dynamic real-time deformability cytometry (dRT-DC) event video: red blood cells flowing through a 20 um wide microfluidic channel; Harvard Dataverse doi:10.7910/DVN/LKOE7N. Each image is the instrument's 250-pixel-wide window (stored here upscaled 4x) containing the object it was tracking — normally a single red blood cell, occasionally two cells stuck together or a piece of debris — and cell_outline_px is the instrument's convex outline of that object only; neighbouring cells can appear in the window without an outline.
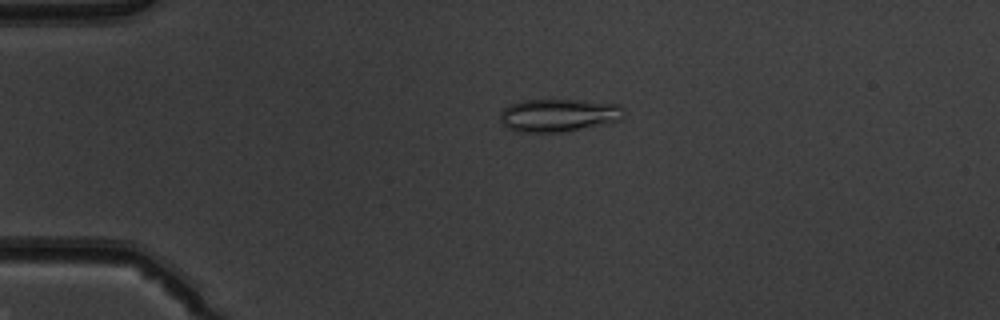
{"species": "common noctule bat (a hibernating species)", "species_latin": "Nyctalus noctula", "temperature_condition": "warm", "stored_images_in_passage": 51, "camera_frame_rate_fps": 3000, "um_per_image_px": 0.085, "animal": {"sex": "male", "body_mass_g": 19.5, "forearm_length_mm": 54.6}, "frame": {"image": 1, "passage_image": 12, "time_ms": 3.667, "image_size_px": [1000, 320], "cell_outline_px": [[624, 116], [620, 120], [564, 132], [512, 132], [500, 120], [500, 112], [508, 104], [520, 100], [584, 100], [620, 104], [624, 108]], "centroid_in_image_um": [47.46, 9.78], "position_along_channel_um": 37.5, "area_um2": 23.99}}
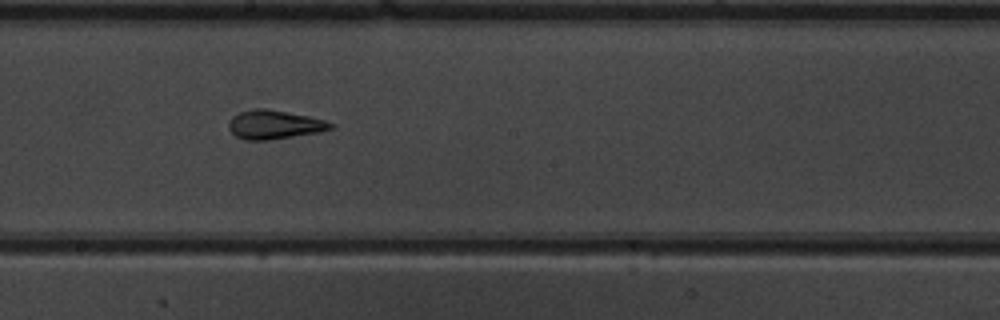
{"frame": {"image": 2, "passage_image": 29, "time_ms": 9.333, "image_size_px": [1000, 320], "cell_outline_px": [[336, 128], [320, 132], [268, 140], [244, 140], [236, 136], [228, 128], [228, 124], [232, 116], [240, 112], [252, 108], [264, 108], [308, 116], [324, 120], [336, 124]], "centroid_in_image_um": [23.34, 10.59], "position_along_channel_um": 224.9, "area_um2": 17.22}}
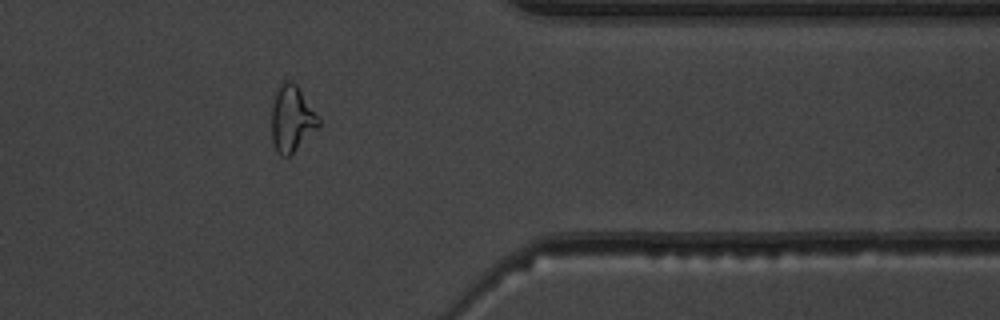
{"frame": {"image": 3, "passage_image": 42, "time_ms": 13.667, "image_size_px": [1000, 320], "cell_outline_px": [[320, 124], [288, 156], [280, 156], [272, 140], [272, 104], [280, 80], [288, 80], [296, 84], [320, 120]], "centroid_in_image_um": [24.76, 10.04], "position_along_channel_um": 386.6, "area_um2": 17.57}, "authors_computed_cell_mechanics": {"area_um2": 19.363, "velocity_mm_per_s": 4.0136, "shape_relaxation_time_tau1_ms": null, "shape_relaxation_time_tau2_ms": 1.1202, "deformation_change_tau1": null, "deformation_change_tau2": 0.0792}}